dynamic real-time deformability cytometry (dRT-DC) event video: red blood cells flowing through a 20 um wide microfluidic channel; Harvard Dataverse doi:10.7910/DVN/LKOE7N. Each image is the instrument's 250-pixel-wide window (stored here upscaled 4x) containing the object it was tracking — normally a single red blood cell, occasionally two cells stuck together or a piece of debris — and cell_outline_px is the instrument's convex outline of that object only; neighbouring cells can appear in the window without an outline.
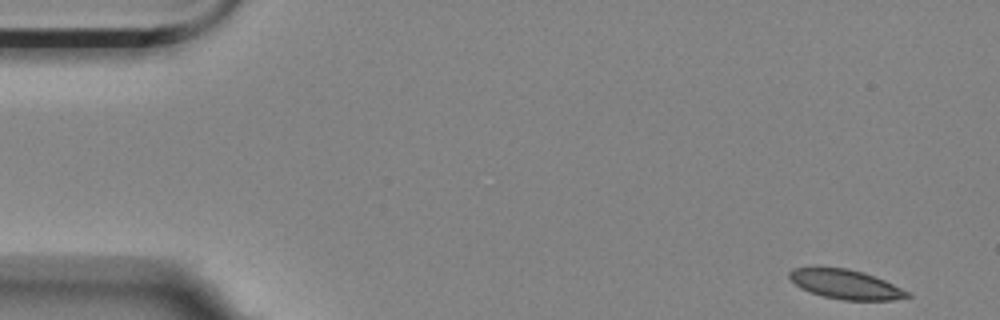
{"species": "Egyptian fruit bat (a non-hibernating species)", "species_latin": "Rousettus aegyptiacus", "temperature_condition": "room temperature", "stored_images_in_passage": 55, "camera_frame_rate_fps": 3000, "um_per_image_px": 0.085, "animal": {"sex": "female"}, "frame": {"image": 1, "passage_image": 1, "time_ms": 0.0, "image_size_px": [1000, 320], "cell_outline_px": [[912, 296], [892, 300], [844, 300], [824, 296], [800, 288], [788, 280], [788, 272], [792, 268], [848, 268], [864, 272], [884, 280], [912, 292]], "centroid_in_image_um": [71.89, 24.17], "position_along_channel_um": 13.1, "area_um2": 20.23}}
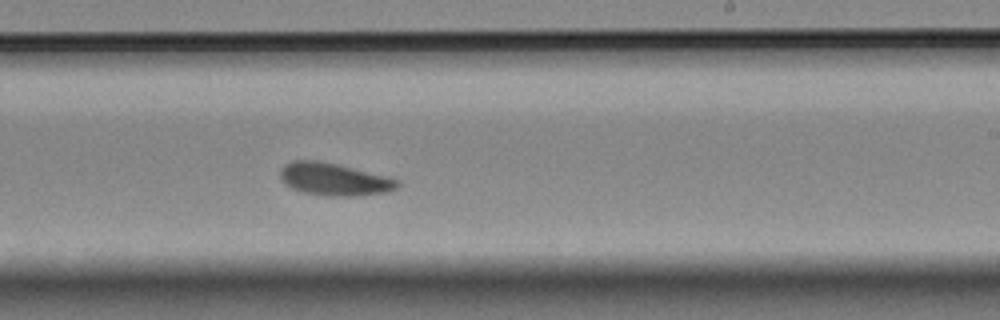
{"frame": {"image": 2, "passage_image": 32, "time_ms": 10.333, "image_size_px": [1000, 320], "cell_outline_px": [[400, 184], [396, 188], [388, 192], [356, 196], [324, 196], [304, 192], [292, 188], [284, 184], [280, 176], [280, 168], [284, 164], [292, 160], [316, 160], [336, 164], [400, 180]], "centroid_in_image_um": [28.36, 15.24], "position_along_channel_um": 260.6, "area_um2": 22.14}}
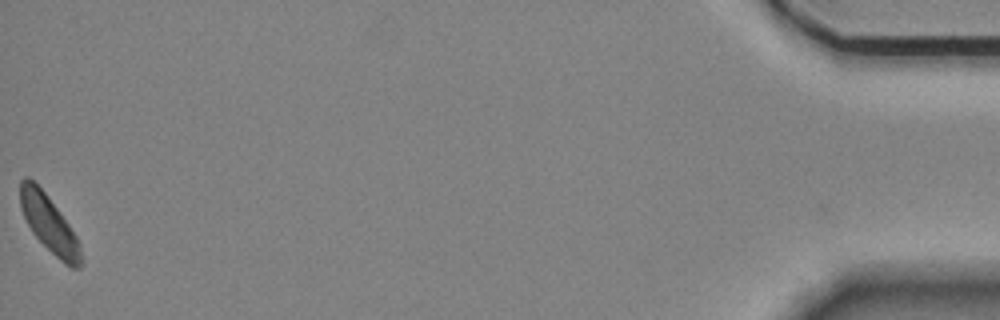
{"frame": {"image": 3, "passage_image": 55, "time_ms": 18.0, "image_size_px": [1000, 320], "cell_outline_px": [[84, 264], [80, 268], [72, 268], [64, 264], [32, 232], [20, 208], [20, 180], [24, 176], [28, 176], [48, 196], [68, 224], [76, 236], [80, 244], [84, 260]], "centroid_in_image_um": [4.2, 19.06], "position_along_channel_um": 431.0, "area_um2": 20.0}, "authors_computed_cell_mechanics": {"area_um2": 21.3282, "velocity_mm_per_s": 3.4728, "shape_relaxation_time_tau1_ms": 3.1286, "shape_relaxation_time_tau2_ms": 3.3189, "deformation_change_tau1": 0.0692, "deformation_change_tau2": 0.0859}}